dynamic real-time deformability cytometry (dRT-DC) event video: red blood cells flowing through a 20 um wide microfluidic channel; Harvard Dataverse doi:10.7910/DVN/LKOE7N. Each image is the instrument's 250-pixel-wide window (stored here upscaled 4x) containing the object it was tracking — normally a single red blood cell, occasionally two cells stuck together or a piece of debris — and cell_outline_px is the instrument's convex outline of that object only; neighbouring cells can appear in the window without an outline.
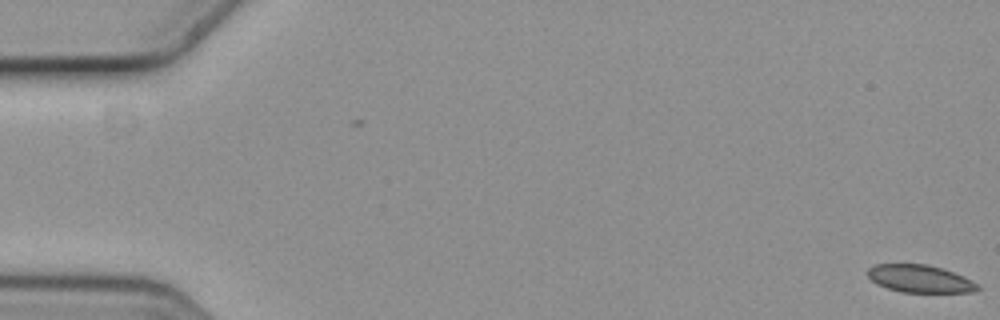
{"species": "common noctule bat (a hibernating species)", "species_latin": "Nyctalus noctula", "temperature_condition": "cold", "stored_images_in_passage": 11, "camera_frame_rate_fps": 3000, "um_per_image_px": 0.085, "animal": {"sex": "female", "body_mass_g": 19.3, "forearm_length_mm": 54.1}, "frame": {"image": 1, "passage_image": 1, "time_ms": 0.0, "image_size_px": [1000, 320], "cell_outline_px": [[980, 288], [976, 292], [900, 292], [876, 284], [868, 276], [868, 268], [876, 264], [928, 264], [944, 268], [964, 276], [980, 284]], "centroid_in_image_um": [78.24, 23.69], "position_along_channel_um": 6.8, "area_um2": 17.86}}
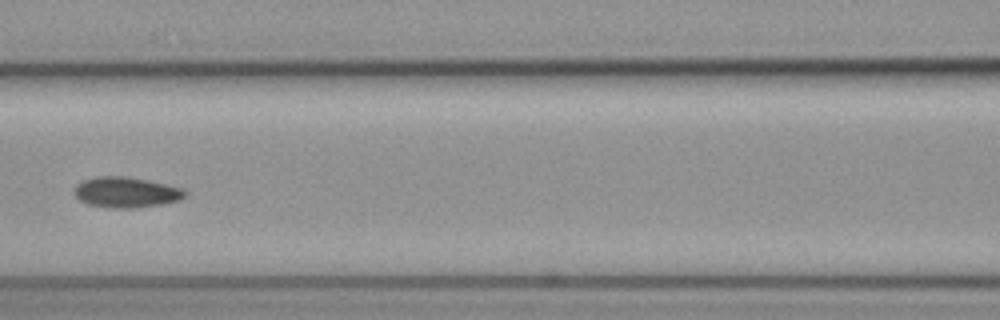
{"frame": {"image": 2, "passage_image": 7, "time_ms": 2.0, "image_size_px": [1000, 320], "cell_outline_px": [[188, 196], [180, 200], [164, 204], [136, 208], [108, 208], [88, 204], [80, 200], [76, 196], [76, 184], [84, 180], [96, 176], [128, 176], [168, 184], [184, 188], [188, 192]], "centroid_in_image_um": [10.8, 16.34], "position_along_channel_um": 155.8, "area_um2": 20.06}}
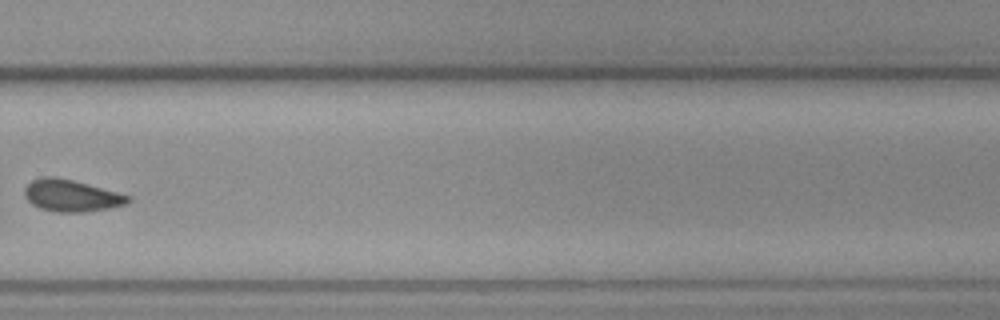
{"frame": {"image": 3, "passage_image": 11, "time_ms": 3.333, "image_size_px": [1000, 320], "cell_outline_px": [[132, 200], [124, 204], [108, 208], [84, 212], [56, 212], [40, 208], [32, 204], [24, 196], [24, 188], [32, 180], [44, 176], [52, 176], [72, 180], [88, 184], [132, 196]], "centroid_in_image_um": [6.05, 16.63], "position_along_channel_um": 323.7, "area_um2": 19.13}}